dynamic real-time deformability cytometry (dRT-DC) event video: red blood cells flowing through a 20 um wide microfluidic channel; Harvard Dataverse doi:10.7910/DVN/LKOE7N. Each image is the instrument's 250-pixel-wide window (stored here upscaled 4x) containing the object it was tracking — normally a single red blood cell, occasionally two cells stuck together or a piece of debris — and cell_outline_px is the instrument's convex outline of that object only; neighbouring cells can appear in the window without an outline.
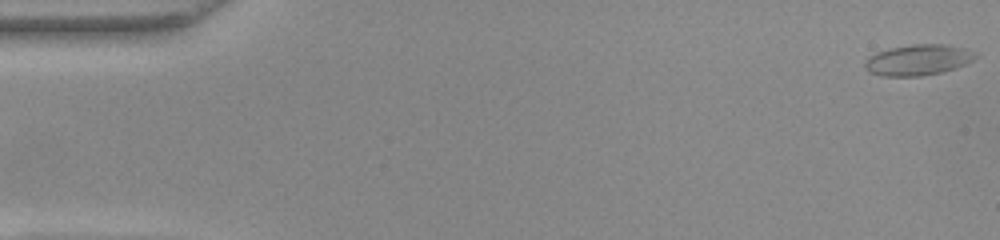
{"species": "common noctule bat (a hibernating species)", "species_latin": "Nyctalus noctula", "temperature_condition": "warm", "stored_images_in_passage": 11, "camera_frame_rate_fps": 3000, "um_per_image_px": 0.085, "animal": {"sex": "female", "body_mass_g": 22.0, "forearm_length_mm": 56.7}, "frame": {"image": 1, "passage_image": 1, "time_ms": 0.0, "image_size_px": [1000, 240], "cell_outline_px": [[980, 52], [972, 60], [956, 68], [940, 72], [920, 76], [880, 76], [868, 72], [864, 64], [864, 60], [868, 56], [876, 52], [888, 48], [912, 44], [948, 44]], "centroid_in_image_um": [78.01, 5.08], "position_along_channel_um": 7.0, "area_um2": 20.11}}